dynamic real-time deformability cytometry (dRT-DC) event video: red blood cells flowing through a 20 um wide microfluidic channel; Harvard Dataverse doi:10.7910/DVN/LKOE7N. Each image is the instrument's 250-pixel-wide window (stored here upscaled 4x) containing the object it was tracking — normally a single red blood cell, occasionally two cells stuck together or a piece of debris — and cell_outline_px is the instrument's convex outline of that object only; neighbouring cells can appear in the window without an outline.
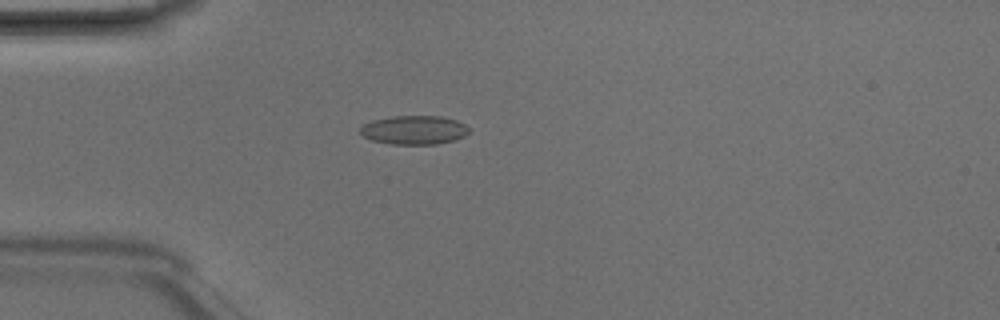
{"species": "Egyptian fruit bat (a non-hibernating species)", "species_latin": "Rousettus aegyptiacus", "temperature_condition": "room temperature", "stored_images_in_passage": 3, "camera_frame_rate_fps": 3000, "um_per_image_px": 0.085, "animal": {"sex": "male"}, "frame": {"image": 1, "passage_image": 3, "time_ms": 0.667, "image_size_px": [1000, 320], "cell_outline_px": [[468, 132], [464, 136], [452, 140], [436, 144], [388, 144], [372, 140], [360, 136], [360, 128], [364, 124], [372, 120], [392, 116], [440, 116], [456, 120], [464, 124], [468, 128]], "centroid_in_image_um": [35.14, 11.05], "position_along_channel_um": 49.9, "area_um2": 18.26}}